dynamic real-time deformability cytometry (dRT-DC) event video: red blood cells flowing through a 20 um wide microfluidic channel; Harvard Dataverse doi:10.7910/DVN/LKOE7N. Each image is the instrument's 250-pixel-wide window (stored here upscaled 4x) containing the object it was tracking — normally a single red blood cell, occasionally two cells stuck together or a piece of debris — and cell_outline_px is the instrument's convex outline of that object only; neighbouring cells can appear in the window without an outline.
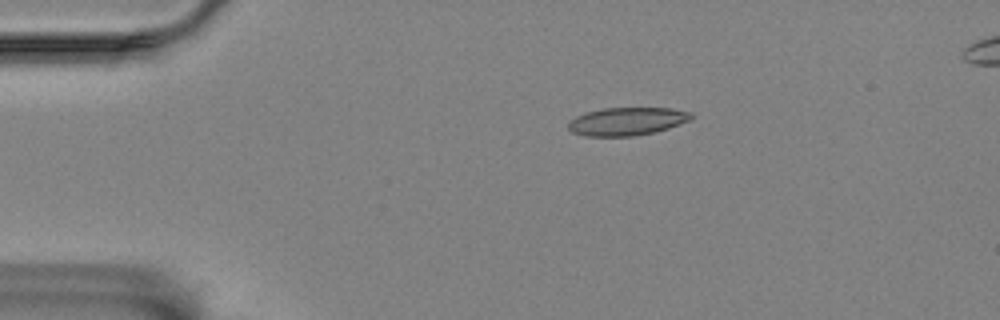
{"species": "Egyptian fruit bat (a non-hibernating species)", "species_latin": "Rousettus aegyptiacus", "temperature_condition": "room temperature", "stored_images_in_passage": 37, "camera_frame_rate_fps": 3000, "um_per_image_px": 0.085, "animal": {"sex": "female"}, "frame": {"image": 1, "passage_image": 1, "time_ms": 0.0, "image_size_px": [1000, 320], "cell_outline_px": [[692, 116], [688, 120], [668, 128], [652, 132], [632, 136], [584, 136], [572, 132], [568, 128], [568, 120], [584, 112], [604, 108], [672, 108], [692, 112]], "centroid_in_image_um": [53.23, 10.31], "position_along_channel_um": 31.8, "area_um2": 20.0}}
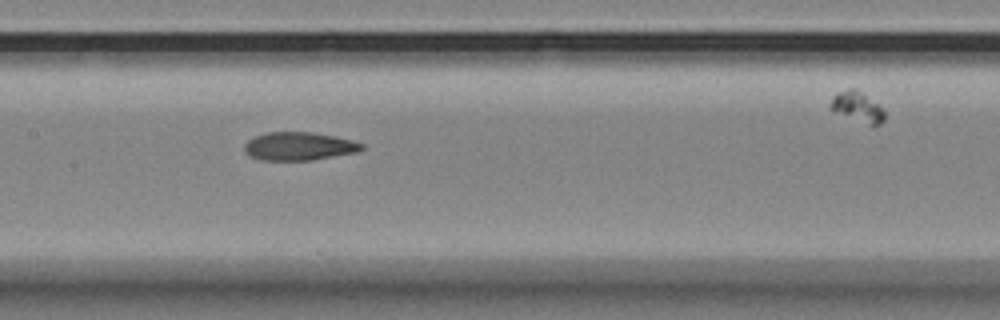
{"frame": {"image": 2, "passage_image": 18, "time_ms": 5.667, "image_size_px": [1000, 320], "cell_outline_px": [[364, 148], [356, 152], [312, 160], [260, 160], [244, 152], [244, 144], [248, 140], [256, 136], [268, 132], [312, 132], [336, 136], [352, 140], [364, 144]], "centroid_in_image_um": [25.42, 12.43], "position_along_channel_um": 182.0, "area_um2": 19.25}}
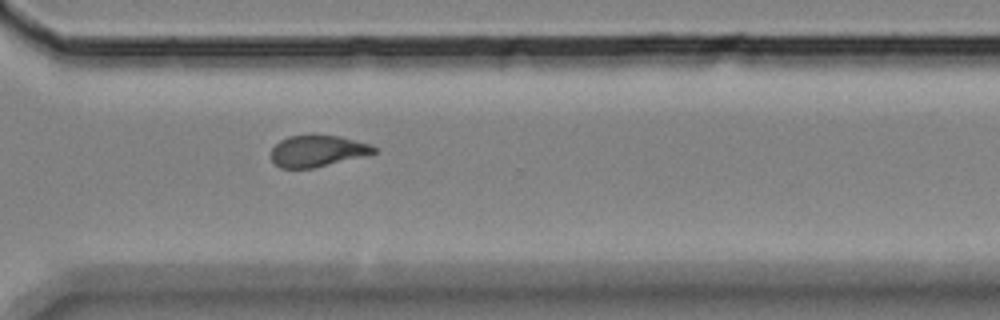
{"frame": {"image": 3, "passage_image": 32, "time_ms": 10.333, "image_size_px": [1000, 320], "cell_outline_px": [[376, 152], [312, 168], [280, 168], [272, 160], [272, 148], [280, 140], [288, 136], [312, 132], [340, 136], [372, 144], [376, 148]], "centroid_in_image_um": [26.95, 12.77], "position_along_channel_um": 343.6, "area_um2": 19.07}}